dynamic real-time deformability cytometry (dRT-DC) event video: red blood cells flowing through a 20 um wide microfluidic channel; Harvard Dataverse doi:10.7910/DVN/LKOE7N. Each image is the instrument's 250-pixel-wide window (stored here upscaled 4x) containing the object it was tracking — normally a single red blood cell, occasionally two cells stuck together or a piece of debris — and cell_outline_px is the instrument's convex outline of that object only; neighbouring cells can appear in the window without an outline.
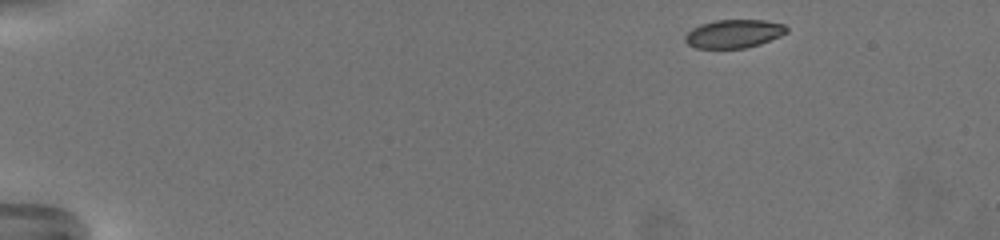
{"species": "common noctule bat (a hibernating species)", "species_latin": "Nyctalus noctula", "temperature_condition": "warm", "stored_images_in_passage": 58, "camera_frame_rate_fps": 3000, "um_per_image_px": 0.085, "animal": {"sex": "female", "body_mass_g": 19.5, "forearm_length_mm": 54.1}, "frame": {"image": 1, "passage_image": 1, "time_ms": 0.0, "image_size_px": [1000, 240], "cell_outline_px": [[788, 32], [780, 36], [760, 44], [744, 48], [696, 48], [688, 44], [684, 40], [684, 36], [692, 28], [700, 24], [716, 20], [764, 20], [784, 24], [788, 28]], "centroid_in_image_um": [62.38, 2.86], "position_along_channel_um": 22.6, "area_um2": 16.82}}
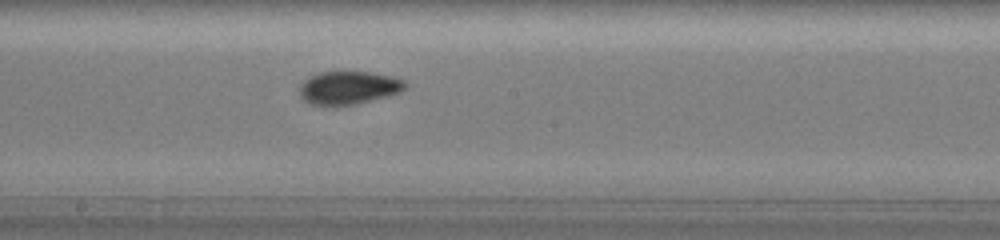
{"frame": {"image": 2, "passage_image": 31, "time_ms": 10.0, "image_size_px": [1000, 240], "cell_outline_px": [[408, 84], [400, 92], [388, 96], [356, 104], [336, 108], [308, 104], [300, 96], [300, 84], [304, 80], [320, 72], [368, 72], [392, 76], [404, 80]], "centroid_in_image_um": [29.61, 7.5], "position_along_channel_um": 218.6, "area_um2": 20.81}}
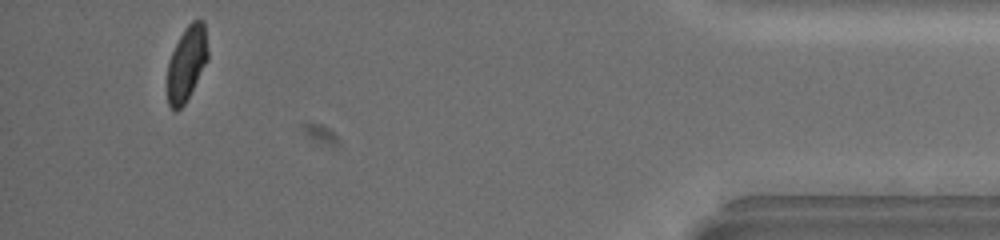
{"frame": {"image": 3, "passage_image": 55, "time_ms": 18.0, "image_size_px": [1000, 240], "cell_outline_px": [[208, 60], [184, 104], [176, 112], [172, 112], [168, 104], [168, 60], [184, 28], [192, 20], [204, 20], [208, 52]], "centroid_in_image_um": [15.87, 5.38], "position_along_channel_um": 419.3, "area_um2": 17.57}, "authors_computed_cell_mechanics": {"area_um2": 19.0162, "velocity_mm_per_s": 3.2395, "shape_relaxation_time_tau1_ms": 4.9025, "shape_relaxation_time_tau2_ms": 1.1874, "deformation_change_tau1": 0.1304, "deformation_change_tau2": 0.0448}}